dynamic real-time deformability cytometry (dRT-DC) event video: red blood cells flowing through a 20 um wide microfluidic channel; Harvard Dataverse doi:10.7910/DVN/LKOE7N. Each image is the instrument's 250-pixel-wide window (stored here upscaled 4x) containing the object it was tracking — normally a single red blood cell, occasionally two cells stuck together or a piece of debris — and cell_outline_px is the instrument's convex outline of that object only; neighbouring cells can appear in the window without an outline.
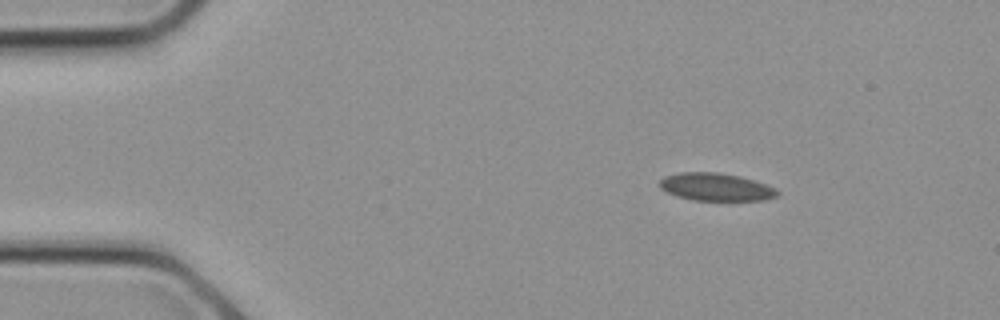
{"species": "common noctule bat (a hibernating species)", "species_latin": "Nyctalus noctula", "temperature_condition": "cold", "stored_images_in_passage": 8, "camera_frame_rate_fps": 3000, "um_per_image_px": 0.085, "animal": {"sex": "female", "body_mass_g": 21.9}, "frame": {"image": 1, "passage_image": 3, "time_ms": 0.667, "image_size_px": [1000, 320], "cell_outline_px": [[780, 196], [764, 200], [692, 200], [676, 196], [660, 188], [660, 180], [664, 176], [680, 172], [720, 172], [740, 176], [776, 188], [780, 192]], "centroid_in_image_um": [60.87, 15.89], "position_along_channel_um": 24.1, "area_um2": 19.07}}